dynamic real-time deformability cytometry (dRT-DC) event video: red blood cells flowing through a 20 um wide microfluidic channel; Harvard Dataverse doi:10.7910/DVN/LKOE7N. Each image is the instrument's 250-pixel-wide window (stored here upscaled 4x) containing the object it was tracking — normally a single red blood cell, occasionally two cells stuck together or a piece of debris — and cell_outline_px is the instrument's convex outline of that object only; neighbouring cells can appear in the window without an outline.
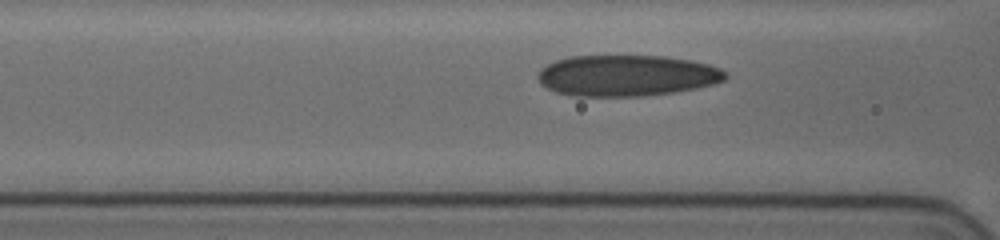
{"species": "human", "species_latin": "Homo sapiens", "temperature_condition": "cold", "stored_images_in_passage": 9, "camera_frame_rate_fps": 3000, "um_per_image_px": 0.085, "donor": {"sex": "female"}, "frame": {"image": 1, "passage_image": 6, "time_ms": 1.667, "image_size_px": [1000, 240], "cell_outline_px": [[728, 76], [724, 80], [712, 84], [696, 88], [672, 92], [640, 96], [576, 96], [556, 92], [540, 84], [536, 76], [540, 68], [556, 60], [568, 56], [664, 56], [692, 60], [708, 64], [720, 68], [728, 72]], "centroid_in_image_um": [53.26, 6.41], "position_along_channel_um": 113.3, "area_um2": 45.08}}